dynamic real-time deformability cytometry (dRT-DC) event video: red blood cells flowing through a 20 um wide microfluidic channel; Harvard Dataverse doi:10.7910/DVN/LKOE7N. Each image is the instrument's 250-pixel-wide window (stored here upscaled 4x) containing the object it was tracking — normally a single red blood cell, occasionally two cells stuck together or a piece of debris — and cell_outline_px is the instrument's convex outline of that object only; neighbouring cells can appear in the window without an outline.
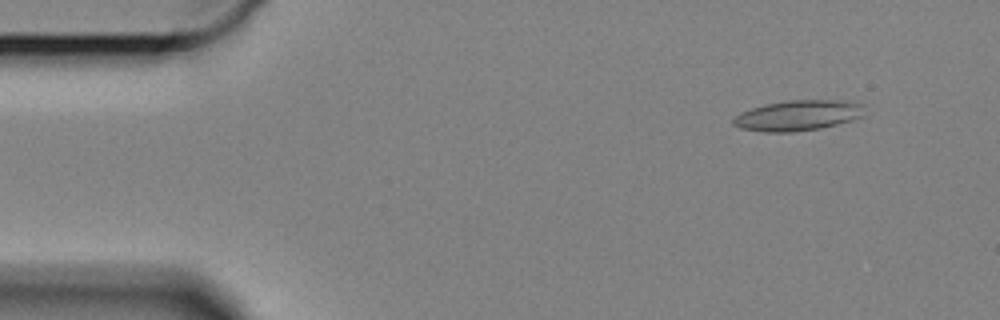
{"species": "Egyptian fruit bat (a non-hibernating species)", "species_latin": "Rousettus aegyptiacus", "temperature_condition": "cold", "stored_images_in_passage": 60, "camera_frame_rate_fps": 3000, "um_per_image_px": 0.085, "animal": {"sex": "female"}, "frame": {"image": 1, "passage_image": 5, "time_ms": 1.333, "image_size_px": [1000, 320], "cell_outline_px": [[860, 116], [836, 124], [820, 128], [792, 132], [764, 132], [740, 128], [732, 124], [732, 120], [736, 116], [752, 108], [764, 104], [788, 100], [836, 100], [860, 104]], "centroid_in_image_um": [67.71, 9.82], "position_along_channel_um": 17.3, "area_um2": 22.6}}
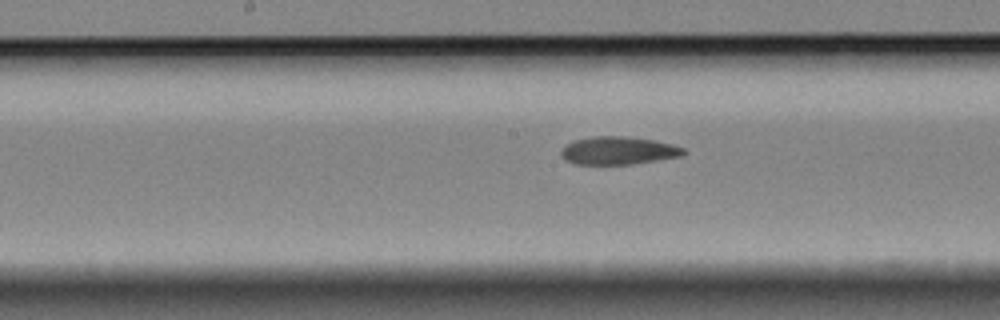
{"frame": {"image": 2, "passage_image": 29, "time_ms": 9.333, "image_size_px": [1000, 320], "cell_outline_px": [[688, 152], [680, 156], [632, 164], [576, 164], [564, 160], [560, 156], [560, 152], [568, 144], [576, 140], [592, 136], [628, 136], [652, 140], [672, 144], [684, 148]], "centroid_in_image_um": [52.56, 12.8], "position_along_channel_um": 195.6, "area_um2": 19.83}}
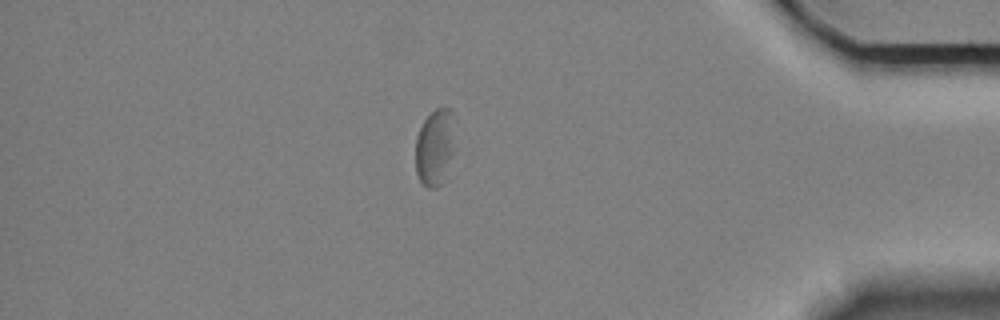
{"frame": {"image": 3, "passage_image": 51, "time_ms": 16.667, "image_size_px": [1000, 320], "cell_outline_px": [[452, 112], [448, 180], [436, 188], [428, 188], [420, 180], [416, 172], [416, 136], [424, 120], [436, 108], [448, 108]], "centroid_in_image_um": [36.91, 12.6], "position_along_channel_um": 398.3, "area_um2": 16.94}, "authors_computed_cell_mechanics": {"area_um2": 20.7502, "velocity_mm_per_s": 3.2571, "shape_relaxation_time_tau1_ms": null, "shape_relaxation_time_tau2_ms": 6.5836, "deformation_change_tau1": null, "deformation_change_tau2": 0.1214}}